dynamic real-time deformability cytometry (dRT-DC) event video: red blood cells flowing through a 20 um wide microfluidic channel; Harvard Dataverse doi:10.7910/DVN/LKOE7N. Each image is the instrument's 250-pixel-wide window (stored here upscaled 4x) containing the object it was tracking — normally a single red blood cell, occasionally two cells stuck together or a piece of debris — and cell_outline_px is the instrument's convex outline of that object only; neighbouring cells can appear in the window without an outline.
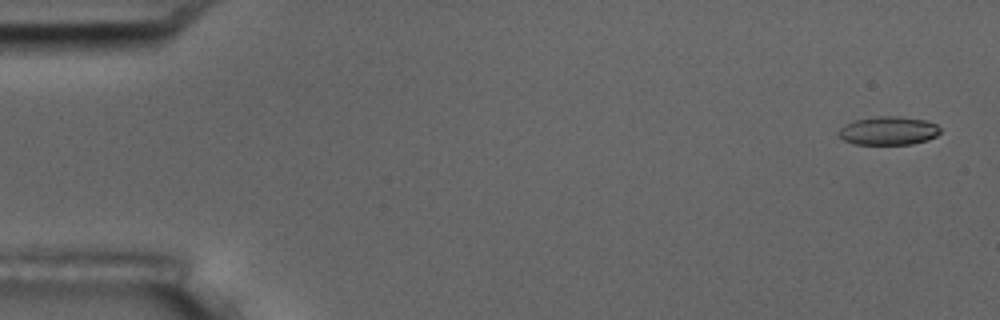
{"species": "common noctule bat (a hibernating species)", "species_latin": "Nyctalus noctula", "temperature_condition": "room temperature", "stored_images_in_passage": 5, "camera_frame_rate_fps": 3000, "um_per_image_px": 0.085, "animal": {"sex": "male", "body_mass_g": 17.5, "forearm_length_mm": 52.3}, "frame": {"image": 1, "passage_image": 1, "time_ms": 0.0, "image_size_px": [1000, 320], "cell_outline_px": [[940, 132], [936, 136], [928, 140], [912, 144], [856, 144], [844, 140], [836, 132], [844, 124], [856, 120], [876, 116], [900, 116], [924, 120], [936, 124], [940, 128]], "centroid_in_image_um": [75.51, 11.11], "position_along_channel_um": 9.5, "area_um2": 16.88}}
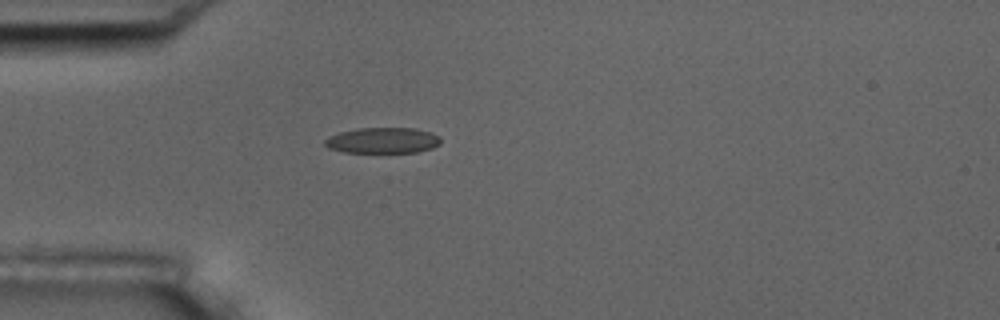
{"frame": {"image": 2, "passage_image": 5, "time_ms": 1.333, "image_size_px": [1000, 320], "cell_outline_px": [[440, 144], [432, 148], [416, 152], [344, 152], [328, 148], [324, 144], [324, 140], [328, 136], [340, 132], [356, 128], [416, 128], [432, 132], [440, 136]], "centroid_in_image_um": [32.53, 11.92], "position_along_channel_um": 52.5, "area_um2": 17.51}}